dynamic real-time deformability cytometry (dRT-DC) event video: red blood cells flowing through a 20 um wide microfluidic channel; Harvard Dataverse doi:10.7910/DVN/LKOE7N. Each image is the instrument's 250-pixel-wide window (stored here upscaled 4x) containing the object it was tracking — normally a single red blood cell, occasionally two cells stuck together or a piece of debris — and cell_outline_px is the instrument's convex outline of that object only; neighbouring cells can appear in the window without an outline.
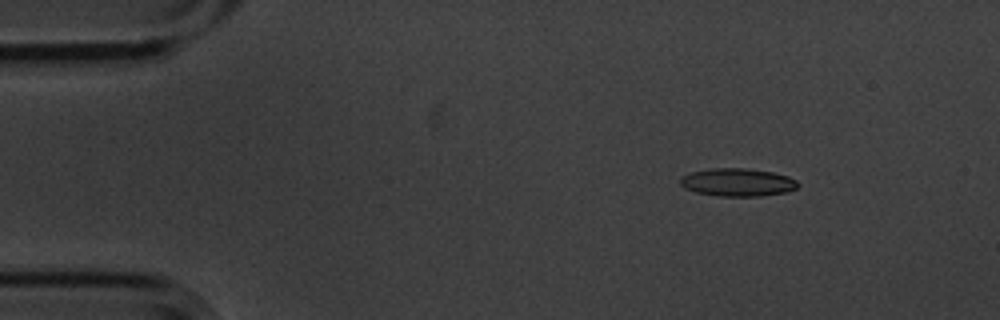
{"species": "common noctule bat (a hibernating species)", "species_latin": "Nyctalus noctula", "temperature_condition": "cold", "stored_images_in_passage": 5, "camera_frame_rate_fps": 3000, "um_per_image_px": 0.085, "animal": {"sex": "male", "body_mass_g": 20.1, "forearm_length_mm": 53.5}, "frame": {"image": 1, "passage_image": 2, "time_ms": 0.333, "image_size_px": [1000, 320], "cell_outline_px": [[800, 184], [796, 188], [788, 192], [760, 196], [716, 196], [696, 192], [684, 188], [680, 184], [680, 176], [692, 172], [708, 168], [744, 168], [772, 172], [788, 176], [796, 180]], "centroid_in_image_um": [62.68, 15.5], "position_along_channel_um": 22.3, "area_um2": 19.31}}
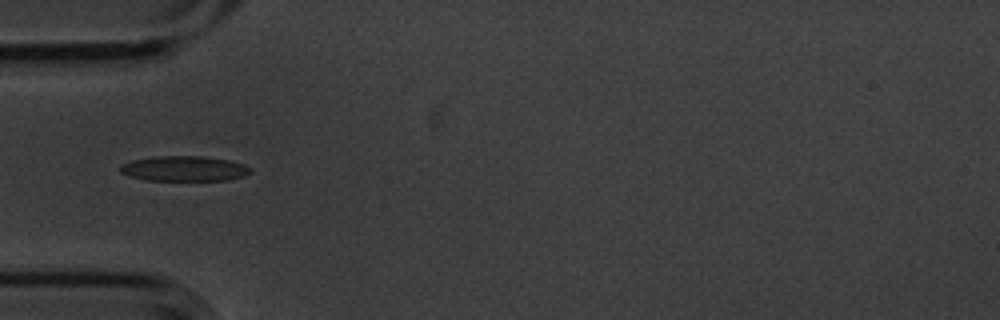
{"frame": {"image": 2, "passage_image": 5, "time_ms": 1.333, "image_size_px": [1000, 320], "cell_outline_px": [[252, 172], [244, 176], [228, 180], [148, 180], [128, 176], [120, 172], [120, 164], [132, 160], [152, 156], [200, 156], [228, 160], [244, 164], [252, 168]], "centroid_in_image_um": [15.65, 14.33], "position_along_channel_um": 69.4, "area_um2": 19.19}}